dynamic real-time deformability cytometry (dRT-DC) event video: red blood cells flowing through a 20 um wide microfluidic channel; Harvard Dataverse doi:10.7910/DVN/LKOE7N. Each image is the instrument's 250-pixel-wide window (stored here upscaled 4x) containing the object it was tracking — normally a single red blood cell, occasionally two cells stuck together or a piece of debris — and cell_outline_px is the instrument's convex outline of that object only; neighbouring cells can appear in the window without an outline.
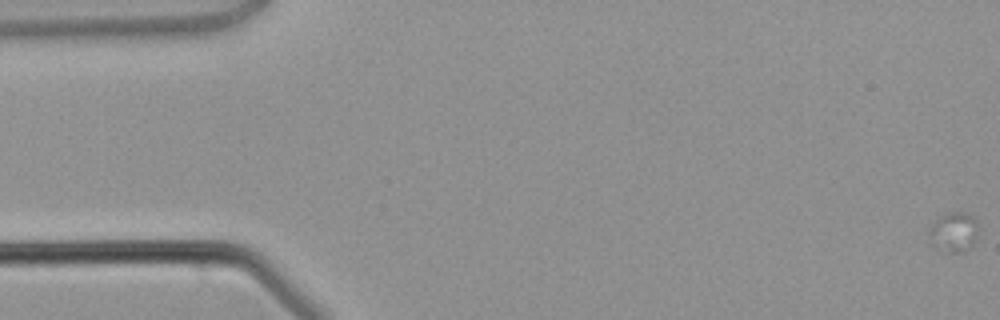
{"species": "common noctule bat (a hibernating species)", "species_latin": "Nyctalus noctula", "temperature_condition": "warm", "stored_images_in_passage": 4, "camera_frame_rate_fps": 3000, "um_per_image_px": 0.085, "animal": {"sex": "male", "body_mass_g": 21.5, "forearm_length_mm": 52.0}, "frame": {"image": 1, "passage_image": 1, "time_ms": 0.0, "image_size_px": [1000, 320], "cell_outline_px": [[980, 224], [976, 240], [964, 252], [940, 252], [932, 244], [928, 232], [936, 216], [948, 212], [964, 212], [972, 216]], "centroid_in_image_um": [81.07, 19.71], "position_along_channel_um": 3.9, "area_um2": 11.85}}